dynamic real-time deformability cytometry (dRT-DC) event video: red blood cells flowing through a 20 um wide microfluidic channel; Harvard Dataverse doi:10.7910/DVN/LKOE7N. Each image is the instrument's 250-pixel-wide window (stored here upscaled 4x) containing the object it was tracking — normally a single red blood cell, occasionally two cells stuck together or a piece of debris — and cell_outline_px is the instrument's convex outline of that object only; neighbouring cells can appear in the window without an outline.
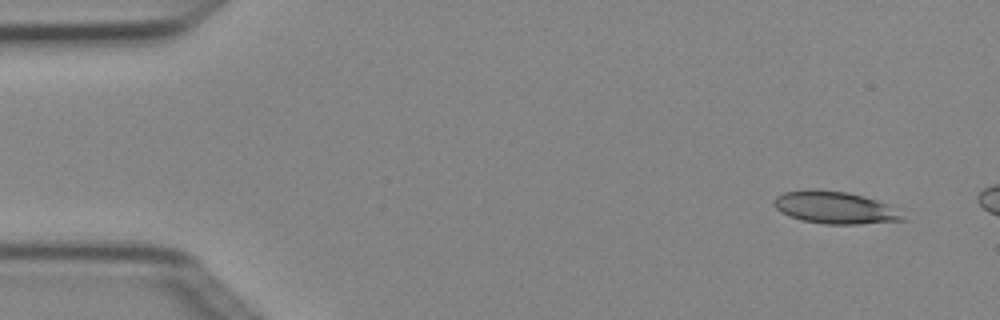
{"species": "Egyptian fruit bat (a non-hibernating species)", "species_latin": "Rousettus aegyptiacus", "temperature_condition": "cold", "stored_images_in_passage": 3, "camera_frame_rate_fps": 3000, "um_per_image_px": 0.085, "animal": {"sex": "female"}, "frame": {"image": 1, "passage_image": 1, "time_ms": 0.0, "image_size_px": [1000, 320], "cell_outline_px": [[908, 220], [856, 224], [828, 224], [800, 220], [788, 216], [780, 212], [772, 204], [772, 200], [776, 196], [784, 192], [808, 188], [812, 188], [848, 192], [876, 200], [884, 204]], "centroid_in_image_um": [70.83, 17.63], "position_along_channel_um": 14.2, "area_um2": 24.1}}